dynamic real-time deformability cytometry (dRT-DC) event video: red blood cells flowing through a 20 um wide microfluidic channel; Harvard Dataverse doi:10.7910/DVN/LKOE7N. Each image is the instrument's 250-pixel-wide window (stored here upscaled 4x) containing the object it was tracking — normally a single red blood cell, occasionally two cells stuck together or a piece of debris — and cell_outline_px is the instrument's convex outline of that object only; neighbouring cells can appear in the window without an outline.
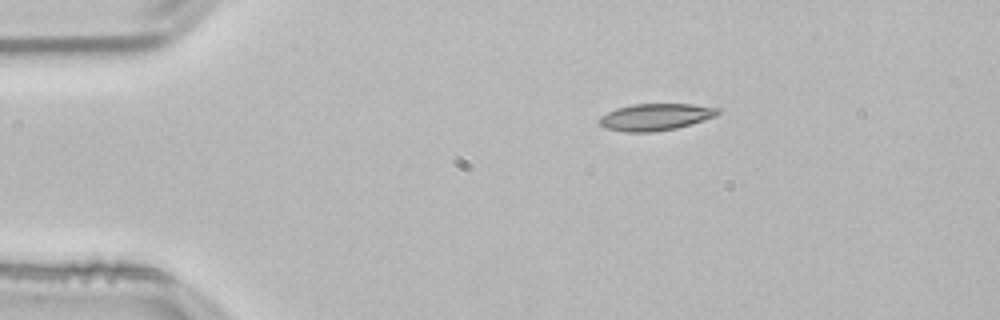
{"species": "common noctule bat (a hibernating species)", "species_latin": "Nyctalus noctula", "temperature_condition": "room temperature", "stored_images_in_passage": 45, "camera_frame_rate_fps": 3000, "um_per_image_px": 0.085, "animal": {"sex": "male", "body_mass_g": 21.5, "forearm_length_mm": 52.0}, "frame": {"image": 1, "passage_image": 1, "time_ms": 0.0, "image_size_px": [1000, 320], "cell_outline_px": [[720, 112], [716, 116], [676, 128], [652, 132], [624, 132], [608, 128], [600, 124], [596, 120], [600, 116], [616, 108], [632, 104], [692, 104], [720, 108]], "centroid_in_image_um": [55.7, 9.93], "position_along_channel_um": 29.3, "area_um2": 18.5}}
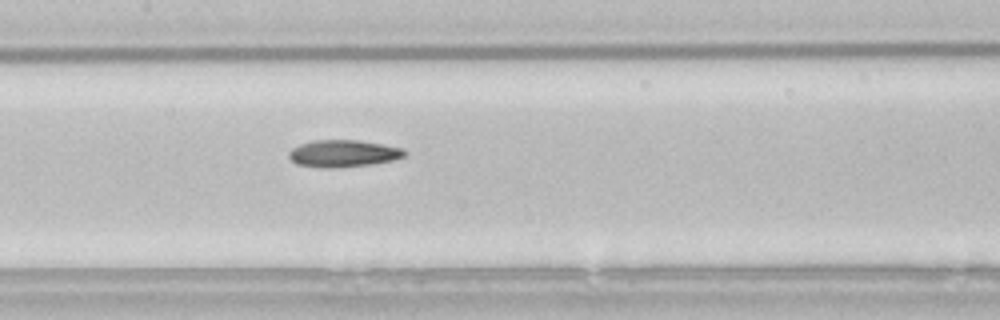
{"frame": {"image": 2, "passage_image": 17, "time_ms": 5.333, "image_size_px": [1000, 320], "cell_outline_px": [[404, 156], [396, 160], [372, 164], [336, 168], [328, 168], [296, 164], [288, 156], [288, 152], [292, 148], [300, 144], [312, 140], [360, 140], [384, 144], [404, 148]], "centroid_in_image_um": [29.19, 13.04], "position_along_channel_um": 178.2, "area_um2": 18.38}}
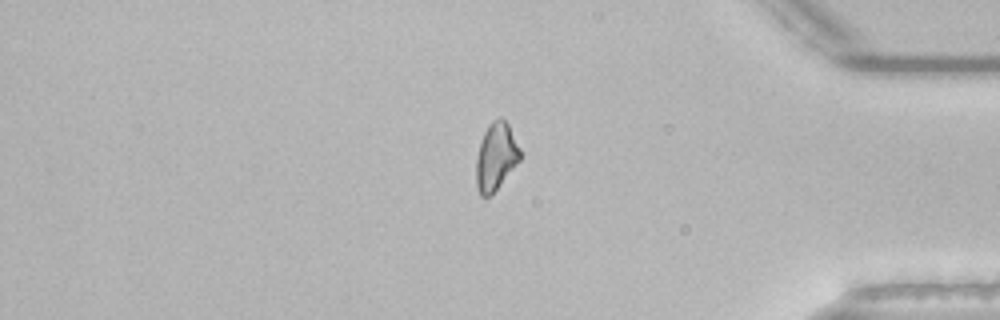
{"frame": {"image": 3, "passage_image": 36, "time_ms": 11.667, "image_size_px": [1000, 320], "cell_outline_px": [[520, 160], [496, 188], [488, 196], [480, 196], [476, 184], [476, 160], [480, 140], [488, 124], [492, 120], [500, 116], [508, 124], [520, 148]], "centroid_in_image_um": [42.13, 13.26], "position_along_channel_um": 393.1, "area_um2": 17.05}, "authors_computed_cell_mechanics": {"area_um2": 17.7446, "velocity_mm_per_s": 3.8294, "shape_relaxation_time_tau1_ms": 8.0094, "shape_relaxation_time_tau2_ms": null, "deformation_change_tau1": 0.1645, "deformation_change_tau2": null}}